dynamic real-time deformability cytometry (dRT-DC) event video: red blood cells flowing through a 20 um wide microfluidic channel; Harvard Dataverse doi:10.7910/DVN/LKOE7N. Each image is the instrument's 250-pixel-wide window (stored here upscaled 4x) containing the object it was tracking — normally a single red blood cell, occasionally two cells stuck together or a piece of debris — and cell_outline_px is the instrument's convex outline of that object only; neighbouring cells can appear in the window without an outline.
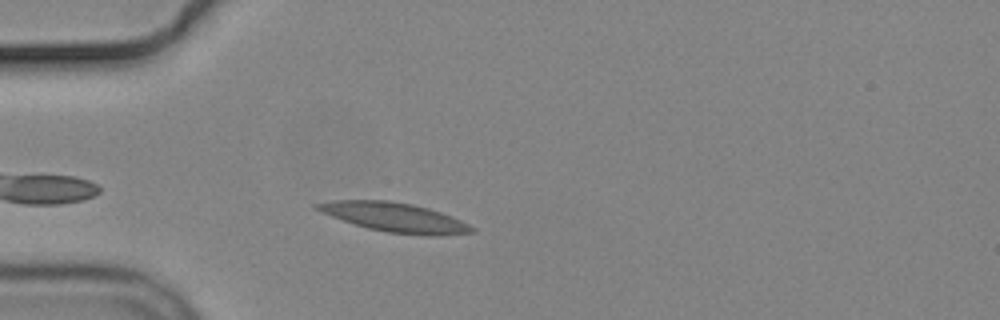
{"species": "common noctule bat (a hibernating species)", "species_latin": "Nyctalus noctula", "temperature_condition": "cold", "stored_images_in_passage": 2, "camera_frame_rate_fps": 3000, "um_per_image_px": 0.085, "animal": {"sex": "male", "body_mass_g": 19.2, "forearm_length_mm": 51.8}, "frame": {"image": 1, "passage_image": 2, "time_ms": 1.0, "image_size_px": [1000, 320], "cell_outline_px": [[476, 232], [436, 236], [428, 236], [388, 232], [368, 228], [332, 216], [312, 208], [312, 204], [332, 200], [388, 200], [412, 204], [428, 208], [452, 216], [476, 228]], "centroid_in_image_um": [33.56, 18.47], "position_along_channel_um": 51.4, "area_um2": 26.3}}